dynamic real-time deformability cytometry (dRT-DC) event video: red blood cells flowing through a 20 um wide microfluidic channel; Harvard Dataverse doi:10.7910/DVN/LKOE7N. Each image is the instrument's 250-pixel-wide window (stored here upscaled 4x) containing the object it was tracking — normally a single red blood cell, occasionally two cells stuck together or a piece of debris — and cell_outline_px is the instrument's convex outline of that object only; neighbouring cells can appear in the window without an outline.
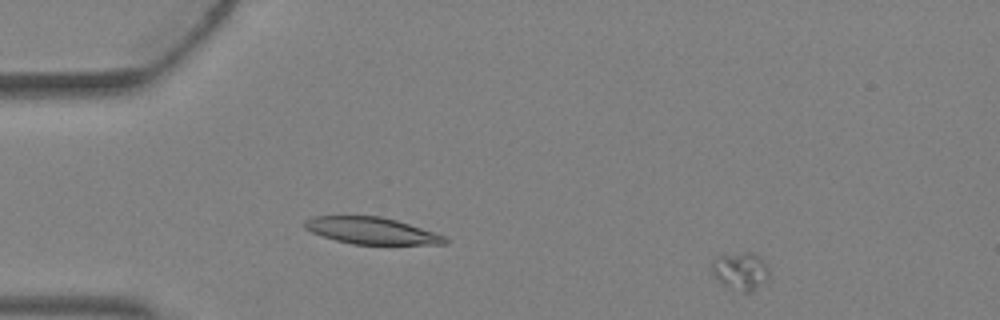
{"species": "Egyptian fruit bat (a non-hibernating species)", "species_latin": "Rousettus aegyptiacus", "temperature_condition": "warm", "stored_images_in_passage": 3, "camera_frame_rate_fps": 3000, "um_per_image_px": 0.085, "animal": {"sex": "female"}, "frame": {"image": 1, "passage_image": 3, "time_ms": 0.667, "image_size_px": [1000, 320], "cell_outline_px": [[768, 276], [764, 280], [748, 292], [744, 292], [728, 288], [720, 284], [712, 276], [712, 256], [744, 252], [752, 252], [760, 256], [764, 260], [768, 268]], "centroid_in_image_um": [62.86, 23.0], "position_along_channel_um": 22.1, "area_um2": 12.72}}